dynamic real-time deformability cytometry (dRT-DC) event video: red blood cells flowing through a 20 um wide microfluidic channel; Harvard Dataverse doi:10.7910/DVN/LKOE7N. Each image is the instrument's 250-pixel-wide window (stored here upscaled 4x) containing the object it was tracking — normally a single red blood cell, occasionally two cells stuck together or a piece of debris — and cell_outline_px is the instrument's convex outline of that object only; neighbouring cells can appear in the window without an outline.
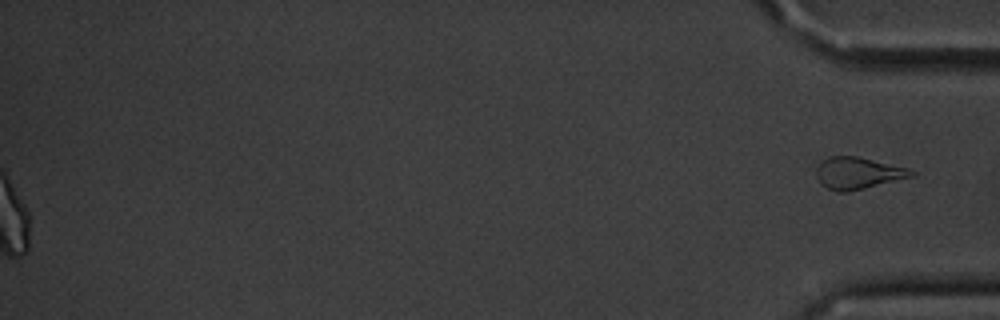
{"species": "common noctule bat (a hibernating species)", "species_latin": "Nyctalus noctula", "temperature_condition": "cold", "stored_images_in_passage": 44, "segment_of_instrument_passage": [2, 2], "camera_frame_rate_fps": 3000, "um_per_image_px": 0.085, "animal": {"sex": "male", "body_mass_g": 20.1, "forearm_length_mm": 53.5}, "frame": {"image": 1, "passage_image": 44, "time_ms": 14.333, "image_size_px": [1000, 320], "cell_outline_px": [[916, 176], [848, 192], [836, 192], [820, 184], [816, 176], [816, 168], [828, 156], [856, 156], [908, 168], [916, 172]], "centroid_in_image_um": [72.93, 14.73], "position_along_channel_um": 362.3, "area_um2": 17.69}}